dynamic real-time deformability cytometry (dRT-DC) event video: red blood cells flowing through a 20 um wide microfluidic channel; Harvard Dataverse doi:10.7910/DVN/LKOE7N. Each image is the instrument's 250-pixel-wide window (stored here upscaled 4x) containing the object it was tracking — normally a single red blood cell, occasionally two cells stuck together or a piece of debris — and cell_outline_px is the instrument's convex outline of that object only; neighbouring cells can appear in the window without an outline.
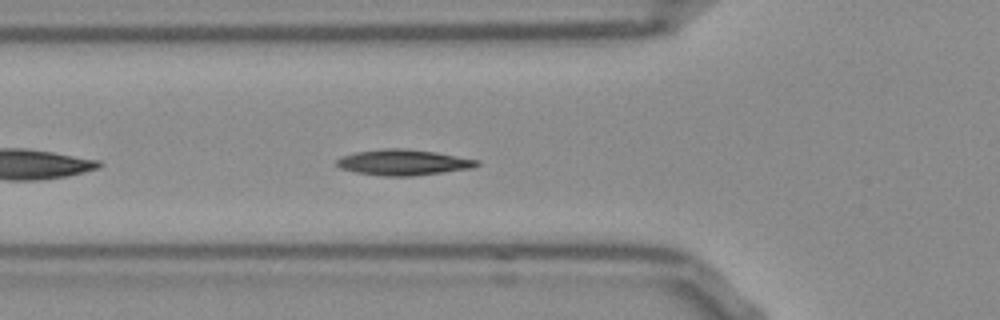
{"species": "Egyptian fruit bat (a non-hibernating species)", "species_latin": "Rousettus aegyptiacus", "temperature_condition": "room temperature", "stored_images_in_passage": 27, "camera_frame_rate_fps": 3000, "um_per_image_px": 0.085, "frame": {"image": 1, "passage_image": 5, "time_ms": 1.333, "image_size_px": [1000, 320], "cell_outline_px": [[480, 164], [472, 168], [412, 176], [384, 176], [356, 172], [340, 168], [336, 164], [336, 160], [340, 156], [356, 152], [384, 148], [400, 148], [432, 152], [480, 160]], "centroid_in_image_um": [34.24, 13.8], "position_along_channel_um": 91.6, "area_um2": 20.81}, "authors_computed_cell_mechanics": {"area_um2": 20.1722, "velocity_mm_per_s": 3.7531, "shape_relaxation_time_tau1_ms": 9.1637, "shape_relaxation_time_tau2_ms": 3.5922, "deformation_change_tau1": 0.2106, "deformation_change_tau2": 0.0694}}